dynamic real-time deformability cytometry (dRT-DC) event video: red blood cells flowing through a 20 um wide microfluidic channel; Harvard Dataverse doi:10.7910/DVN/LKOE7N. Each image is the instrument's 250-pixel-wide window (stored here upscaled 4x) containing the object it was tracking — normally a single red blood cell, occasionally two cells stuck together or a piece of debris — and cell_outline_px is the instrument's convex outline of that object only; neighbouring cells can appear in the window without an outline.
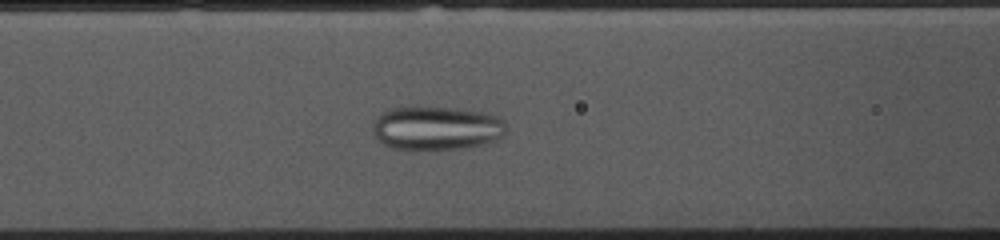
{"species": "common noctule bat (a hibernating species)", "species_latin": "Nyctalus noctula", "temperature_condition": "cold", "stored_images_in_passage": 53, "camera_frame_rate_fps": 3000, "um_per_image_px": 0.085, "animal": {"sex": "female", "body_mass_g": 10.0, "forearm_length_mm": 53.1}, "frame": {"image": 1, "passage_image": 20, "time_ms": 6.333, "image_size_px": [1000, 240], "cell_outline_px": [[508, 128], [504, 136], [496, 140], [484, 144], [436, 152], [392, 148], [384, 144], [372, 132], [372, 124], [376, 116], [380, 112], [392, 108], [432, 104], [480, 112], [496, 116], [504, 120]], "centroid_in_image_um": [37.08, 10.88], "position_along_channel_um": 129.5, "area_um2": 35.55}}
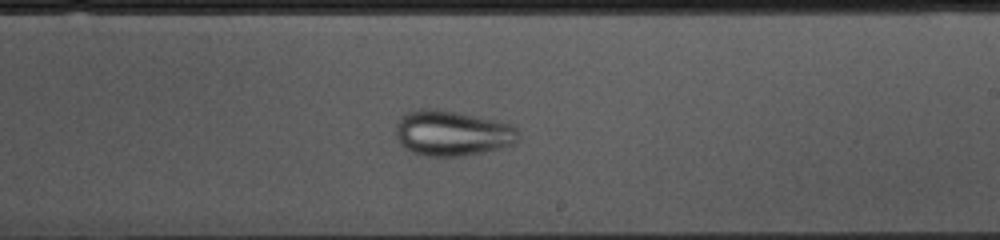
{"frame": {"image": 2, "passage_image": 30, "time_ms": 9.667, "image_size_px": [1000, 240], "cell_outline_px": [[520, 136], [512, 144], [500, 148], [460, 156], [428, 156], [412, 152], [404, 148], [400, 144], [396, 136], [396, 124], [400, 116], [404, 112], [420, 108], [436, 108], [480, 116], [512, 124], [520, 132]], "centroid_in_image_um": [38.4, 11.29], "position_along_channel_um": 250.6, "area_um2": 32.77}}
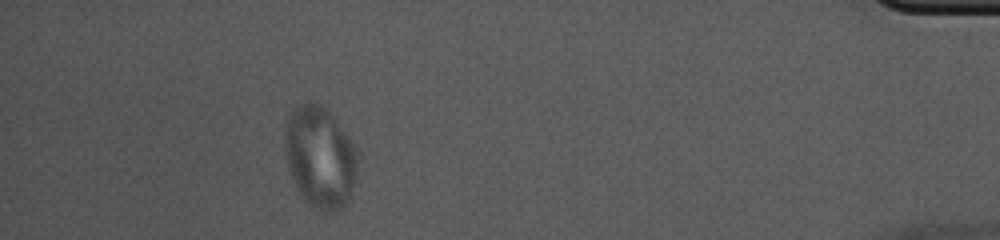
{"frame": {"image": 3, "passage_image": 48, "time_ms": 15.667, "image_size_px": [1000, 240], "cell_outline_px": [[360, 152], [352, 196], [340, 212], [328, 212], [316, 208], [300, 196], [296, 188], [288, 168], [284, 148], [284, 136], [288, 116], [300, 104], [308, 100], [316, 100], [328, 108], [356, 144]], "centroid_in_image_um": [27.25, 13.32], "position_along_channel_um": 408.0, "area_um2": 44.45}}